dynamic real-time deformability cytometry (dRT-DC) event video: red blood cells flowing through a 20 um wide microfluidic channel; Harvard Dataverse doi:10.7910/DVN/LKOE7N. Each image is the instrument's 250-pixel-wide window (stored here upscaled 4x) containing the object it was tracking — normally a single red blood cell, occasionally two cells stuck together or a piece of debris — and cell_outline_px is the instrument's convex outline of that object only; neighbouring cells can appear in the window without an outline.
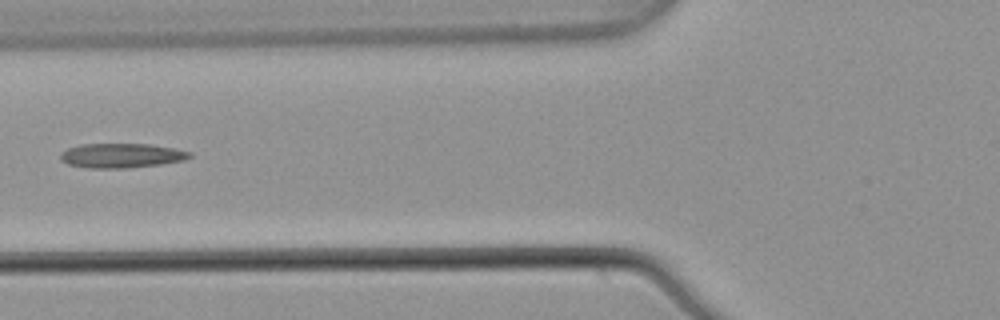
{"species": "common noctule bat (a hibernating species)", "species_latin": "Nyctalus noctula", "temperature_condition": "warm", "stored_images_in_passage": 5, "camera_frame_rate_fps": 3000, "um_per_image_px": 0.085, "animal": {"sex": "male", "body_mass_g": 21.5, "forearm_length_mm": 52.0}, "frame": {"image": 1, "passage_image": 5, "time_ms": 1.333, "image_size_px": [1000, 320], "cell_outline_px": [[192, 156], [184, 160], [160, 164], [124, 168], [88, 168], [68, 164], [60, 160], [60, 152], [68, 148], [80, 144], [148, 144], [172, 148], [192, 152]], "centroid_in_image_um": [10.29, 13.22], "position_along_channel_um": 115.5, "area_um2": 18.38}}